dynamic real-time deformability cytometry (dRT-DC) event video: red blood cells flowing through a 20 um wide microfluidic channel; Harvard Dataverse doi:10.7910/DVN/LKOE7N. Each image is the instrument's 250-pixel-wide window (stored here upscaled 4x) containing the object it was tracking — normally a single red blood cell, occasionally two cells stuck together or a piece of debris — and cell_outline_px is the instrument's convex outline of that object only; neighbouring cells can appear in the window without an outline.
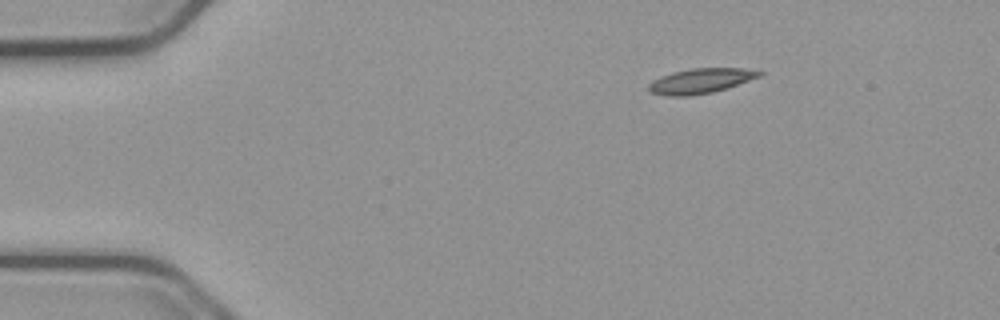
{"species": "common noctule bat (a hibernating species)", "species_latin": "Nyctalus noctula", "temperature_condition": "cold", "stored_images_in_passage": 48, "segment_of_instrument_passage": [1, 2], "camera_frame_rate_fps": 3000, "um_per_image_px": 0.085, "animal": {"sex": "male", "body_mass_g": 23.1, "forearm_length_mm": 52.7}, "frame": {"image": 1, "passage_image": 1, "time_ms": 0.0, "image_size_px": [1000, 320], "cell_outline_px": [[764, 72], [760, 76], [712, 92], [688, 96], [668, 96], [648, 92], [648, 84], [652, 80], [660, 76], [672, 72], [688, 68], [744, 68]], "centroid_in_image_um": [59.47, 6.87], "position_along_channel_um": 25.5, "area_um2": 16.01}}
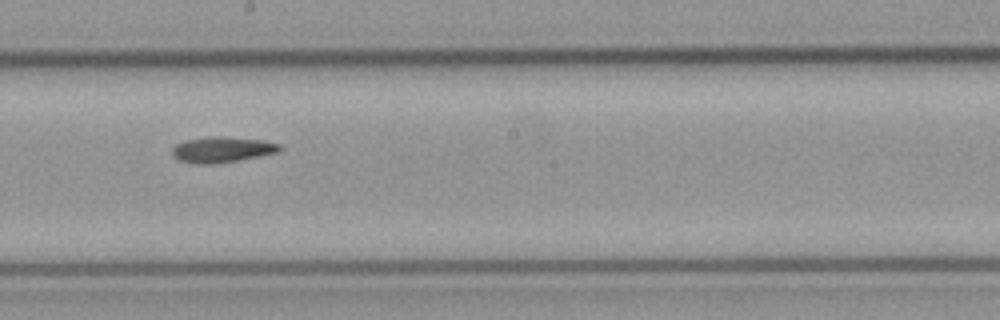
{"frame": {"image": 2, "passage_image": 23, "time_ms": 7.333, "image_size_px": [1000, 320], "cell_outline_px": [[280, 152], [216, 164], [192, 164], [180, 160], [172, 156], [172, 148], [176, 144], [184, 140], [208, 136], [260, 140], [280, 144]], "centroid_in_image_um": [18.81, 12.73], "position_along_channel_um": 229.4, "area_um2": 15.95}}
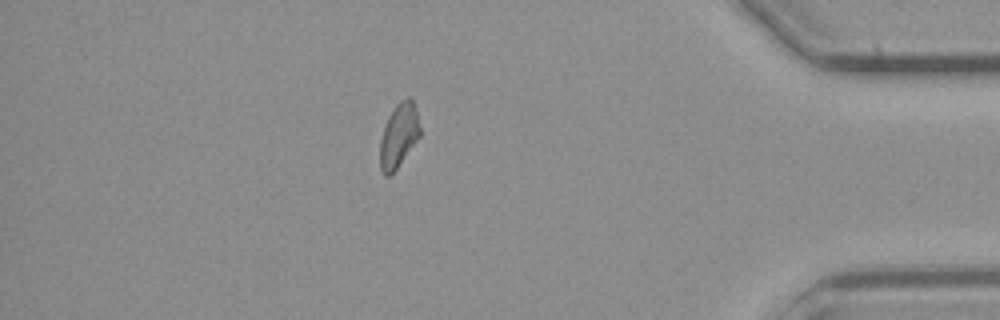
{"frame": {"image": 3, "passage_image": 40, "time_ms": 13.0, "image_size_px": [1000, 320], "cell_outline_px": [[420, 136], [396, 168], [388, 176], [384, 176], [380, 168], [380, 140], [388, 116], [392, 108], [400, 100], [408, 96], [412, 96], [420, 128]], "centroid_in_image_um": [33.89, 11.47], "position_along_channel_um": 401.3, "area_um2": 14.8}}